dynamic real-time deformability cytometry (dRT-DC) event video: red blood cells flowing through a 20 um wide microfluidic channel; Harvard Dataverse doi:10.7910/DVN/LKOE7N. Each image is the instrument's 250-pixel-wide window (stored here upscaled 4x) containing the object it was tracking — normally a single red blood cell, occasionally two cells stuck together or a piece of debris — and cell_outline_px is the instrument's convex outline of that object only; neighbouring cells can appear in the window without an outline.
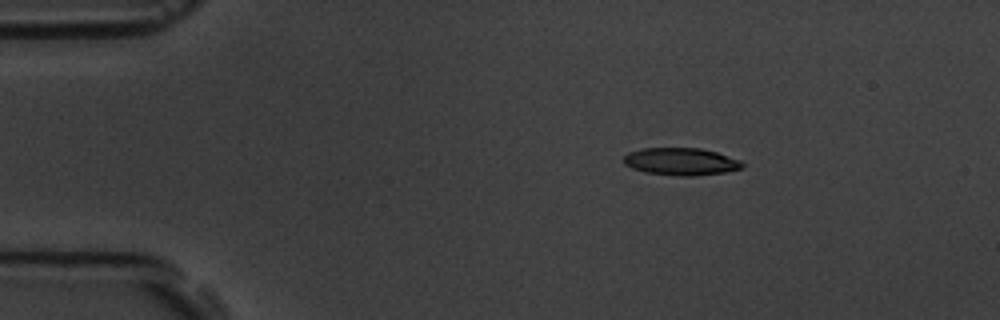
{"species": "common noctule bat (a hibernating species)", "species_latin": "Nyctalus noctula", "temperature_condition": "room temperature", "stored_images_in_passage": 3, "camera_frame_rate_fps": 3000, "um_per_image_px": 0.085, "animal": {"sex": "male", "body_mass_g": 19.5, "forearm_length_mm": 54.6}, "frame": {"image": 1, "passage_image": 1, "time_ms": 0.0, "image_size_px": [1000, 320], "cell_outline_px": [[744, 168], [724, 172], [692, 176], [680, 176], [644, 172], [632, 168], [624, 164], [624, 156], [628, 152], [640, 148], [700, 148], [716, 152], [740, 160], [744, 164]], "centroid_in_image_um": [57.87, 13.73], "position_along_channel_um": 27.1, "area_um2": 18.96}}